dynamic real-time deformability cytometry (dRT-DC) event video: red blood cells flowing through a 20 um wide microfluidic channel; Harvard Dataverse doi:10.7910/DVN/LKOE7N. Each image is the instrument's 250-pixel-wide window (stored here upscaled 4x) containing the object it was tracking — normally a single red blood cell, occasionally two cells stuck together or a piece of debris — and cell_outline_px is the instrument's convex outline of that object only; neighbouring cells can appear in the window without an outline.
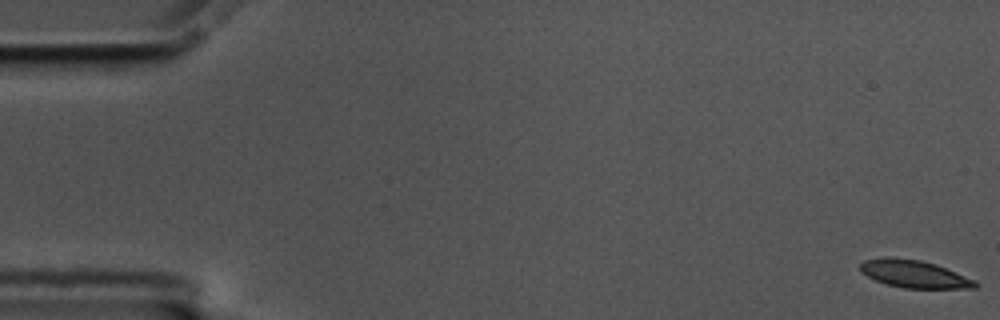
{"species": "common noctule bat (a hibernating species)", "species_latin": "Nyctalus noctula", "temperature_condition": "cold", "stored_images_in_passage": 15, "camera_frame_rate_fps": 3000, "um_per_image_px": 0.085, "animal": {"sex": "male", "body_mass_g": 17.5, "forearm_length_mm": 52.3}, "frame": {"image": 1, "passage_image": 1, "time_ms": 0.0, "image_size_px": [1000, 320], "cell_outline_px": [[980, 284], [976, 288], [904, 288], [888, 284], [876, 280], [860, 272], [860, 264], [864, 260], [884, 256], [920, 260], [936, 264], [976, 280]], "centroid_in_image_um": [77.72, 23.28], "position_along_channel_um": 7.3, "area_um2": 18.5}}